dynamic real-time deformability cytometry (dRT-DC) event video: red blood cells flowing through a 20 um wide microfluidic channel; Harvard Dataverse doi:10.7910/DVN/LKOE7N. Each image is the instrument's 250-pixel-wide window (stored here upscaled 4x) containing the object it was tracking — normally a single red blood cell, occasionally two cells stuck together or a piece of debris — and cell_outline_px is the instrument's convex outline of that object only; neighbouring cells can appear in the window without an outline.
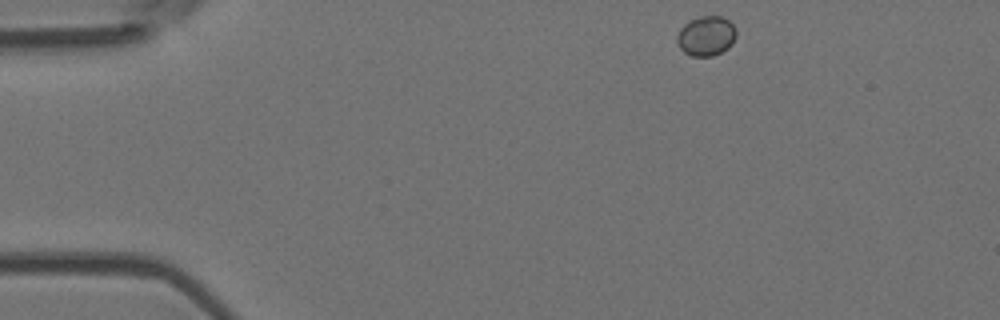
{"species": "Egyptian fruit bat (a non-hibernating species)", "species_latin": "Rousettus aegyptiacus", "temperature_condition": "room temperature", "stored_images_in_passage": 47, "camera_frame_rate_fps": 3000, "um_per_image_px": 0.085, "animal": {"sex": "female"}, "frame": {"image": 1, "passage_image": 1, "time_ms": 0.0, "image_size_px": [1000, 320], "cell_outline_px": [[736, 36], [732, 44], [728, 48], [712, 56], [692, 56], [684, 52], [676, 44], [676, 36], [680, 28], [684, 24], [700, 16], [720, 16], [728, 20], [736, 28]], "centroid_in_image_um": [60.01, 3.06], "position_along_channel_um": 25.0, "area_um2": 13.76}}
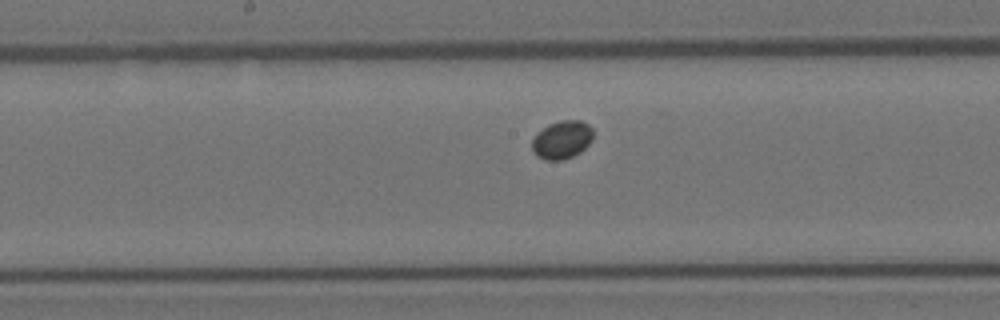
{"frame": {"image": 2, "passage_image": 21, "time_ms": 6.667, "image_size_px": [1000, 320], "cell_outline_px": [[592, 140], [580, 152], [572, 156], [560, 160], [544, 160], [536, 156], [532, 148], [532, 140], [548, 124], [560, 120], [580, 120], [588, 124], [592, 128]], "centroid_in_image_um": [47.77, 11.88], "position_along_channel_um": 200.4, "area_um2": 13.41}}
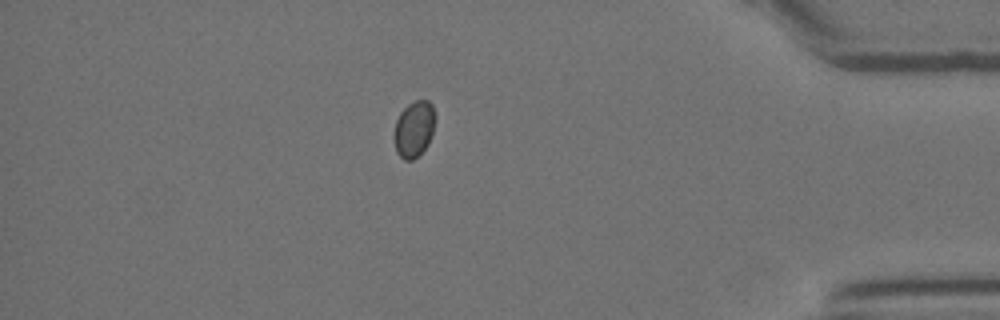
{"frame": {"image": 3, "passage_image": 40, "time_ms": 13.0, "image_size_px": [1000, 320], "cell_outline_px": [[432, 136], [428, 144], [412, 160], [404, 160], [396, 152], [392, 136], [396, 120], [400, 112], [408, 104], [416, 100], [428, 100], [432, 104]], "centroid_in_image_um": [35.12, 10.98], "position_along_channel_um": 400.1, "area_um2": 13.24}}